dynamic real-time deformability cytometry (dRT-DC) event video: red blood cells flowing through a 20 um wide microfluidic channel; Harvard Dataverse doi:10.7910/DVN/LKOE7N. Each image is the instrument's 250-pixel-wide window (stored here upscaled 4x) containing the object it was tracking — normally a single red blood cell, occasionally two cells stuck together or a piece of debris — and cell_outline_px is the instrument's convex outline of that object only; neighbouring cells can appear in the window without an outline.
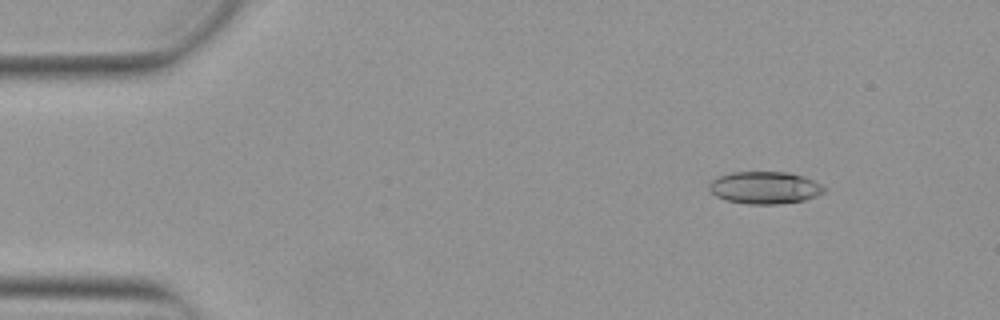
{"species": "Egyptian fruit bat (a non-hibernating species)", "species_latin": "Rousettus aegyptiacus", "temperature_condition": "warm", "stored_images_in_passage": 52, "camera_frame_rate_fps": 3000, "um_per_image_px": 0.085, "animal": {"sex": "female"}, "frame": {"image": 1, "passage_image": 6, "time_ms": 1.667, "image_size_px": [1000, 320], "cell_outline_px": [[824, 192], [816, 196], [804, 200], [780, 204], [748, 204], [724, 200], [716, 196], [708, 188], [708, 184], [716, 176], [732, 172], [788, 172], [804, 176], [820, 184], [824, 188]], "centroid_in_image_um": [64.96, 15.95], "position_along_channel_um": 20.0, "area_um2": 21.73}}
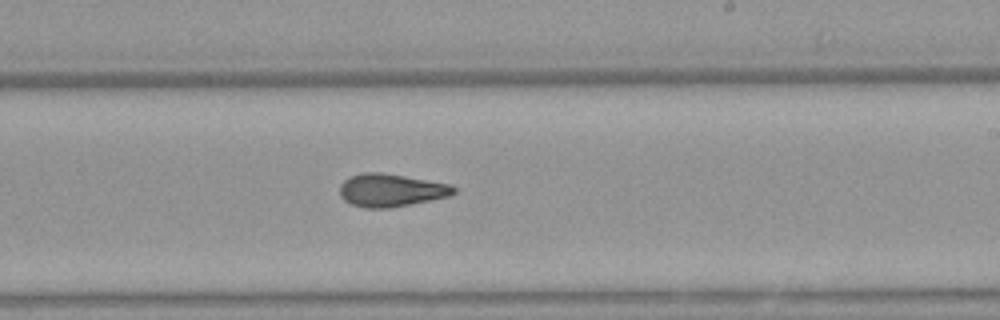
{"frame": {"image": 2, "passage_image": 31, "time_ms": 10.0, "image_size_px": [1000, 320], "cell_outline_px": [[456, 192], [448, 196], [388, 208], [364, 208], [352, 204], [344, 200], [340, 196], [340, 184], [344, 180], [352, 176], [364, 172], [380, 172], [404, 176], [448, 184], [456, 188]], "centroid_in_image_um": [33.18, 16.17], "position_along_channel_um": 255.8, "area_um2": 21.44}}
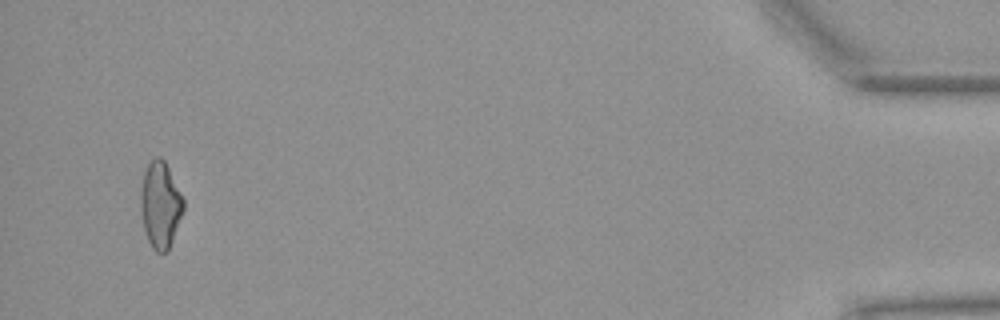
{"frame": {"image": 3, "passage_image": 50, "time_ms": 16.333, "image_size_px": [1000, 320], "cell_outline_px": [[184, 212], [168, 252], [156, 252], [152, 248], [148, 240], [144, 228], [140, 208], [140, 188], [144, 172], [148, 164], [156, 156], [160, 156], [164, 160], [184, 200]], "centroid_in_image_um": [13.63, 17.44], "position_along_channel_um": 421.6, "area_um2": 21.62}, "authors_computed_cell_mechanics": {"area_um2": 21.5305, "velocity_mm_per_s": 3.9029, "shape_relaxation_time_tau1_ms": null, "shape_relaxation_time_tau2_ms": 3.5947, "deformation_change_tau1": null, "deformation_change_tau2": 0.1116}}